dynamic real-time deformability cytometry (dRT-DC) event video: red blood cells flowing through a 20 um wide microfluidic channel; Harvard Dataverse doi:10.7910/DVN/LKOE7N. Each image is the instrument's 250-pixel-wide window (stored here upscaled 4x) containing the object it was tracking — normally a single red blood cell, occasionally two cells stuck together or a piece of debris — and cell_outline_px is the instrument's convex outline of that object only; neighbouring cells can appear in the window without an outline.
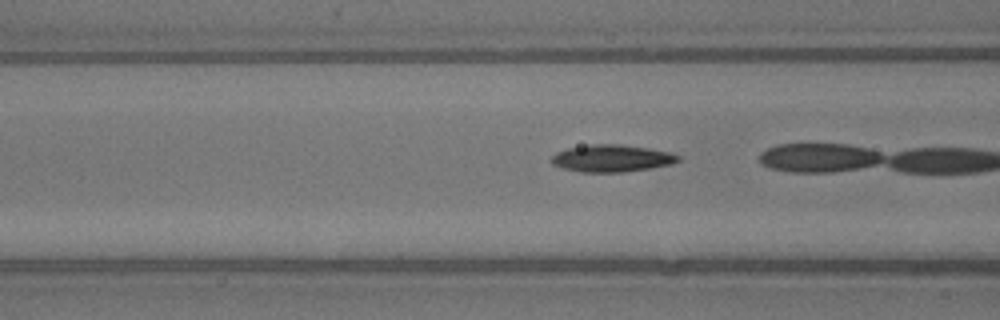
{"species": "common noctule bat (a hibernating species)", "species_latin": "Nyctalus noctula", "temperature_condition": "warm", "stored_images_in_passage": 10, "camera_frame_rate_fps": 3000, "um_per_image_px": 0.085, "animal": {"sex": "male", "body_mass_g": 13.3}, "frame": {"image": 1, "passage_image": 9, "time_ms": 2.667, "image_size_px": [1000, 320], "cell_outline_px": [[680, 160], [672, 164], [648, 168], [620, 172], [580, 172], [560, 168], [552, 164], [552, 156], [556, 152], [568, 148], [592, 144], [620, 144], [648, 148], [668, 152], [680, 156]], "centroid_in_image_um": [51.96, 13.46], "position_along_channel_um": 114.6, "area_um2": 19.94}}